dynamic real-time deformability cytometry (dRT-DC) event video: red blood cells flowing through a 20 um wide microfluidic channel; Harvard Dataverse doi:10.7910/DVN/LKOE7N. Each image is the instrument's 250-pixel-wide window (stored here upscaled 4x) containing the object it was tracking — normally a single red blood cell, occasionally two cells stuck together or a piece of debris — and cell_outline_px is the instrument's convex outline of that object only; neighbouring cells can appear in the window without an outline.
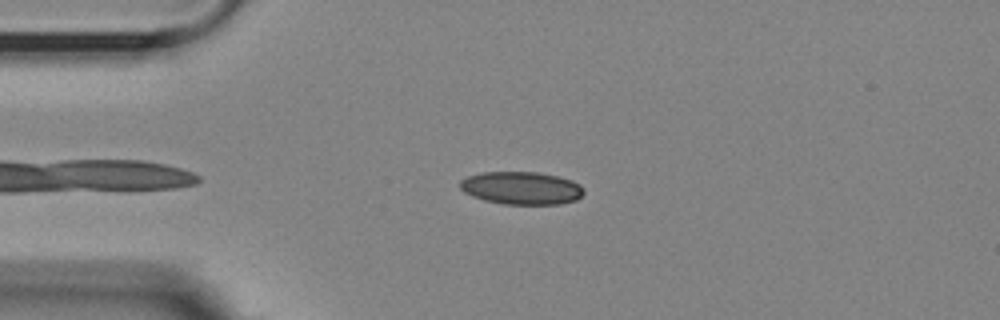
{"species": "Egyptian fruit bat (a non-hibernating species)", "species_latin": "Rousettus aegyptiacus", "temperature_condition": "room temperature", "stored_images_in_passage": 32, "camera_frame_rate_fps": 3000, "um_per_image_px": 0.085, "animal": {"sex": "female"}, "frame": {"image": 1, "passage_image": 3, "time_ms": 0.667, "image_size_px": [1000, 320], "cell_outline_px": [[584, 192], [576, 200], [560, 204], [504, 204], [484, 200], [472, 196], [464, 192], [460, 188], [460, 180], [468, 176], [484, 172], [536, 172], [556, 176], [572, 180], [580, 184], [584, 188]], "centroid_in_image_um": [44.33, 15.98], "position_along_channel_um": 40.7, "area_um2": 23.64}}
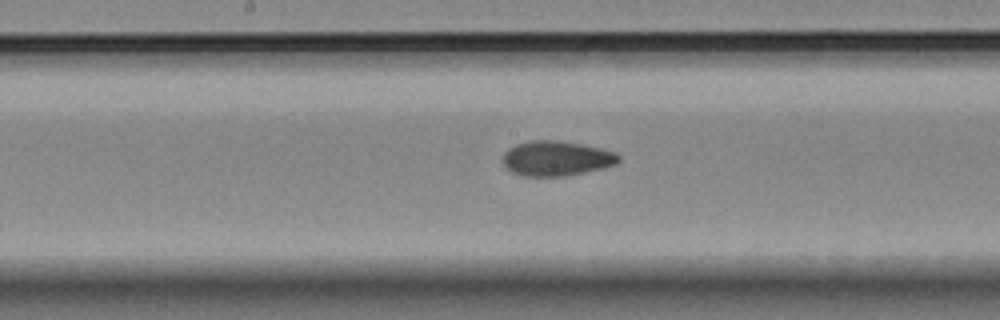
{"frame": {"image": 2, "passage_image": 18, "time_ms": 5.667, "image_size_px": [1000, 320], "cell_outline_px": [[620, 160], [616, 164], [584, 172], [564, 176], [524, 176], [512, 172], [500, 160], [504, 152], [508, 148], [516, 144], [528, 140], [556, 140], [580, 144], [600, 148], [616, 152], [620, 156]], "centroid_in_image_um": [47.25, 13.45], "position_along_channel_um": 200.9, "area_um2": 23.58}}
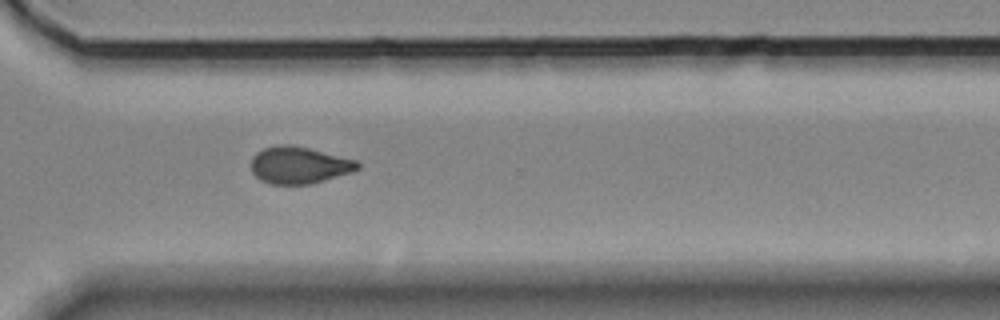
{"frame": {"image": 3, "passage_image": 30, "time_ms": 9.667, "image_size_px": [1000, 320], "cell_outline_px": [[360, 168], [324, 180], [308, 184], [272, 184], [260, 180], [252, 172], [252, 156], [256, 152], [264, 148], [276, 144], [292, 144], [356, 160], [360, 164]], "centroid_in_image_um": [25.37, 14.02], "position_along_channel_um": 345.2, "area_um2": 22.72}, "authors_computed_cell_mechanics": {"area_um2": 23.5246, "velocity_mm_per_s": 3.6163, "shape_relaxation_time_tau1_ms": null, "shape_relaxation_time_tau2_ms": 3.3592, "deformation_change_tau1": null, "deformation_change_tau2": 0.0794}}